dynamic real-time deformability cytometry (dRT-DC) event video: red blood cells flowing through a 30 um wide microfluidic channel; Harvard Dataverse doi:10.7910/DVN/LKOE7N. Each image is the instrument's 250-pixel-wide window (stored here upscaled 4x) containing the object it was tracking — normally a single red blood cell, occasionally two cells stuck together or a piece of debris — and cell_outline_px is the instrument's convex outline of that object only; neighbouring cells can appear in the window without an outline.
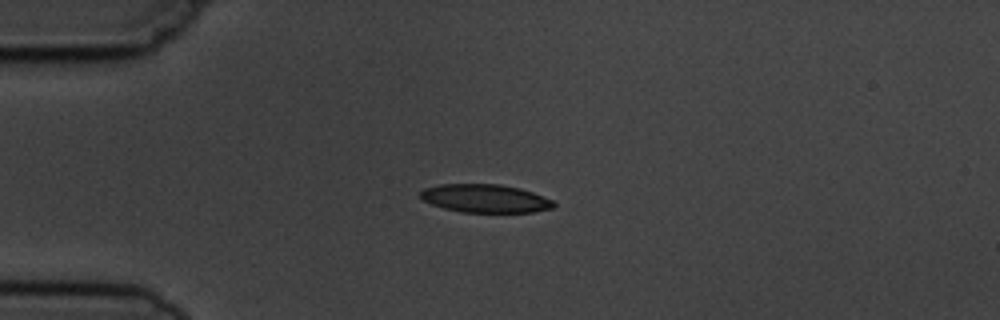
{"species": "common noctule bat (a hibernating species)", "species_latin": "Nyctalus noctula", "temperature_condition": "cold", "stored_images_in_passage": 4, "camera_frame_rate_fps": 3000, "um_per_image_px": 0.085, "animal": {"sex": "male", "body_mass_g": 19.5, "forearm_length_mm": 54.6}, "frame": {"image": 1, "passage_image": 2, "time_ms": 2.0, "image_size_px": [1000, 320], "cell_outline_px": [[556, 204], [552, 208], [532, 212], [460, 212], [444, 208], [432, 204], [424, 200], [420, 196], [420, 192], [424, 188], [440, 184], [500, 184], [520, 188], [532, 192], [552, 200]], "centroid_in_image_um": [41.23, 16.86], "position_along_channel_um": 43.8, "area_um2": 21.85}}
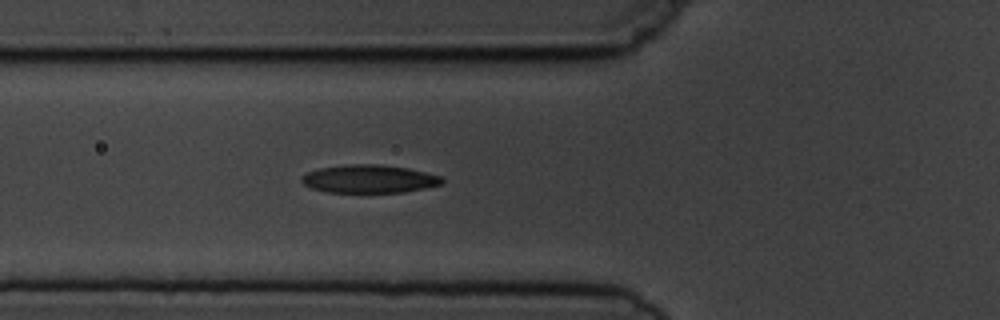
{"frame": {"image": 2, "passage_image": 4, "time_ms": 4.0, "image_size_px": [1000, 320], "cell_outline_px": [[444, 184], [404, 192], [328, 192], [312, 188], [304, 184], [300, 180], [300, 176], [308, 172], [320, 168], [348, 164], [380, 164], [408, 168], [440, 176], [444, 180]], "centroid_in_image_um": [31.38, 15.2], "position_along_channel_um": 94.4, "area_um2": 22.95}}